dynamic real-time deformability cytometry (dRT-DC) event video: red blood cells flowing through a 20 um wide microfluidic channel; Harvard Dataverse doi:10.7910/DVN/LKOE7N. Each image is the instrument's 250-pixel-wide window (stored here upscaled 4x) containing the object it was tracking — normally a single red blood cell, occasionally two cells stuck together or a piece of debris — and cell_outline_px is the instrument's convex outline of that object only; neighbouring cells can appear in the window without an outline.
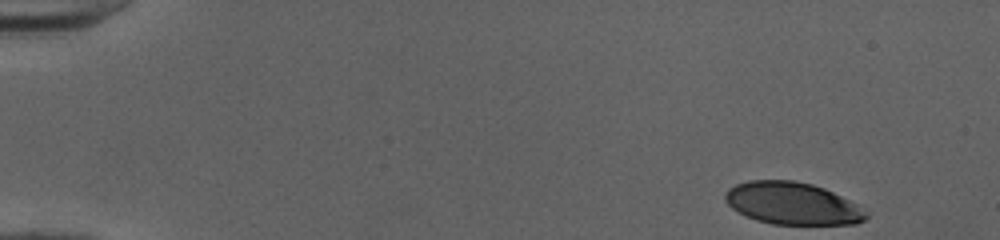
{"species": "human", "species_latin": "Homo sapiens", "temperature_condition": "cold", "stored_images_in_passage": 42, "camera_frame_rate_fps": 3000, "um_per_image_px": 0.085, "donor": {"sex": "female"}, "frame": {"image": 1, "passage_image": 1, "time_ms": 0.0, "image_size_px": [1000, 240], "cell_outline_px": [[868, 216], [864, 220], [856, 224], [772, 224], [756, 220], [732, 208], [724, 200], [724, 196], [728, 188], [736, 184], [748, 180], [792, 180], [812, 184], [824, 188], [856, 204], [868, 212]], "centroid_in_image_um": [67.34, 17.29], "position_along_channel_um": 17.7, "area_um2": 34.56}}
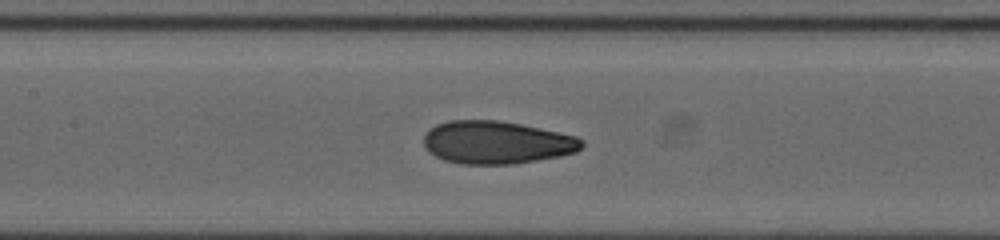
{"frame": {"image": 2, "passage_image": 22, "time_ms": 7.0, "image_size_px": [1000, 240], "cell_outline_px": [[584, 148], [576, 152], [560, 156], [512, 164], [464, 164], [444, 160], [428, 152], [424, 144], [424, 136], [428, 128], [436, 124], [448, 120], [496, 120], [520, 124], [540, 128], [576, 136], [584, 140]], "centroid_in_image_um": [42.21, 12.1], "position_along_channel_um": 165.2, "area_um2": 39.59}}
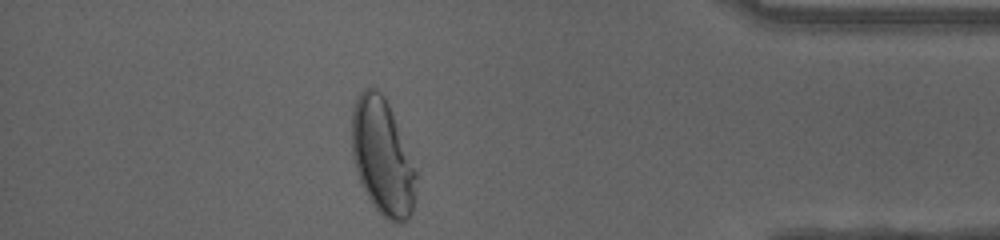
{"frame": {"image": 3, "passage_image": 42, "time_ms": 13.667, "image_size_px": [1000, 240], "cell_outline_px": [[416, 192], [412, 212], [400, 224], [396, 224], [388, 220], [372, 204], [360, 180], [356, 168], [352, 152], [352, 108], [360, 92], [364, 88], [376, 88], [384, 96], [388, 104], [412, 156], [416, 168]], "centroid_in_image_um": [32.53, 13.34], "position_along_channel_um": 402.7, "area_um2": 43.41}, "authors_computed_cell_mechanics": {"area_um2": 38.1769, "velocity_mm_per_s": 4.0232, "shape_relaxation_time_tau1_ms": 5.773, "shape_relaxation_time_tau2_ms": 0.9635, "deformation_change_tau1": 0.2186, "deformation_change_tau2": 0.0674}}